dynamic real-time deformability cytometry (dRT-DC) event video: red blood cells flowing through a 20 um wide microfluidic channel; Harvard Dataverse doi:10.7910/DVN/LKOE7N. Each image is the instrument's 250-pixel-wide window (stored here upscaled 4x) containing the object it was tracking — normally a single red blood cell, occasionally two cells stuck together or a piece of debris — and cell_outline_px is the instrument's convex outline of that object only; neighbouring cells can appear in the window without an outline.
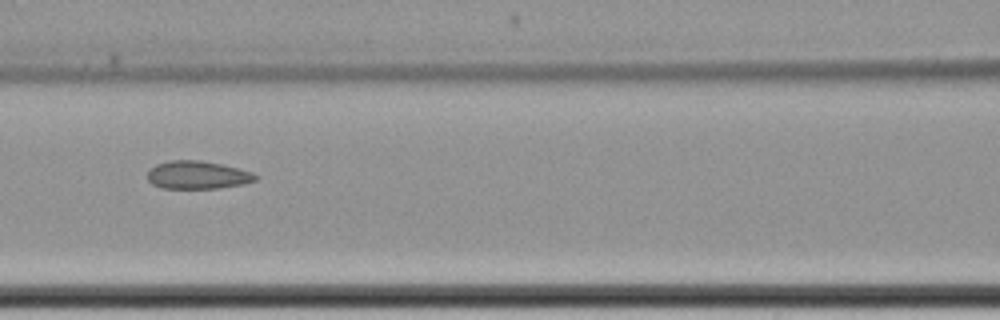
{"species": "common noctule bat (a hibernating species)", "species_latin": "Nyctalus noctula", "temperature_condition": "cold", "stored_images_in_passage": 8, "camera_frame_rate_fps": 3000, "um_per_image_px": 0.085, "animal": {"sex": "female", "body_mass_g": 22.7, "forearm_length_mm": 54.2}, "frame": {"image": 1, "passage_image": 5, "time_ms": 4.667, "image_size_px": [1000, 320], "cell_outline_px": [[260, 176], [256, 180], [244, 184], [220, 188], [160, 188], [152, 184], [148, 180], [148, 172], [156, 164], [168, 160], [200, 160], [220, 164], [252, 172]], "centroid_in_image_um": [16.8, 14.88], "position_along_channel_um": 149.8, "area_um2": 17.63}}
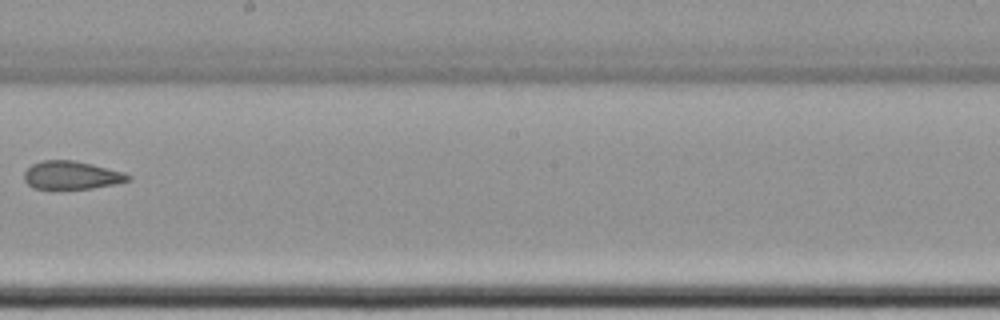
{"frame": {"image": 2, "passage_image": 7, "time_ms": 7.333, "image_size_px": [1000, 320], "cell_outline_px": [[132, 176], [128, 180], [112, 184], [92, 188], [32, 188], [24, 180], [24, 172], [32, 164], [44, 160], [72, 160], [92, 164], [124, 172]], "centroid_in_image_um": [6.06, 14.88], "position_along_channel_um": 242.1, "area_um2": 16.76}}
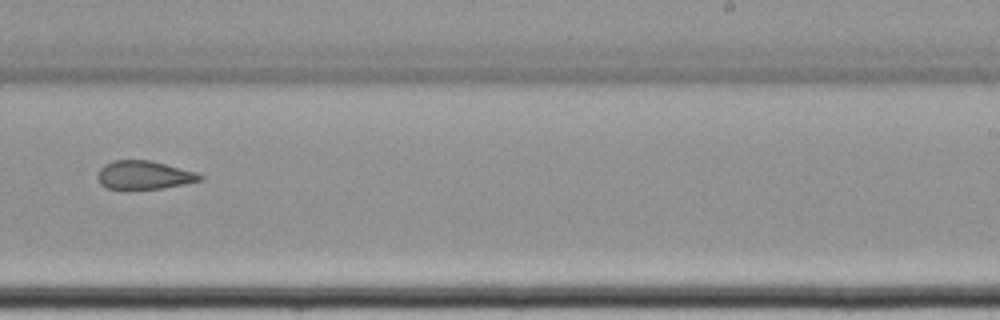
{"frame": {"image": 3, "passage_image": 8, "time_ms": 8.333, "image_size_px": [1000, 320], "cell_outline_px": [[204, 180], [164, 188], [128, 192], [124, 192], [108, 188], [100, 184], [96, 176], [100, 168], [104, 164], [112, 160], [148, 160], [196, 172], [204, 176]], "centroid_in_image_um": [12.19, 14.93], "position_along_channel_um": 276.8, "area_um2": 17.69}}